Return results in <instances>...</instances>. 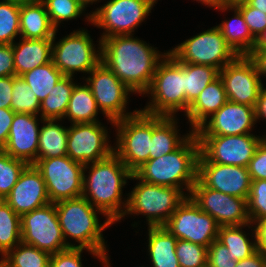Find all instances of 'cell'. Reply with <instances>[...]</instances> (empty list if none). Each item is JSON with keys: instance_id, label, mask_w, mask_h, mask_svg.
<instances>
[{"instance_id": "ffe728a7", "label": "cell", "mask_w": 266, "mask_h": 267, "mask_svg": "<svg viewBox=\"0 0 266 267\" xmlns=\"http://www.w3.org/2000/svg\"><path fill=\"white\" fill-rule=\"evenodd\" d=\"M197 180L205 187L246 200L250 193L248 167L197 162Z\"/></svg>"}, {"instance_id": "74e56055", "label": "cell", "mask_w": 266, "mask_h": 267, "mask_svg": "<svg viewBox=\"0 0 266 267\" xmlns=\"http://www.w3.org/2000/svg\"><path fill=\"white\" fill-rule=\"evenodd\" d=\"M20 5L0 0V44H13L20 35Z\"/></svg>"}, {"instance_id": "277c9868", "label": "cell", "mask_w": 266, "mask_h": 267, "mask_svg": "<svg viewBox=\"0 0 266 267\" xmlns=\"http://www.w3.org/2000/svg\"><path fill=\"white\" fill-rule=\"evenodd\" d=\"M200 143L195 132L172 153L151 159L133 174L143 182L186 189L189 196L197 180ZM189 192V193H188Z\"/></svg>"}, {"instance_id": "52a82bcc", "label": "cell", "mask_w": 266, "mask_h": 267, "mask_svg": "<svg viewBox=\"0 0 266 267\" xmlns=\"http://www.w3.org/2000/svg\"><path fill=\"white\" fill-rule=\"evenodd\" d=\"M114 153L134 173L150 160L152 115L138 110L133 115L114 121Z\"/></svg>"}, {"instance_id": "db71d44e", "label": "cell", "mask_w": 266, "mask_h": 267, "mask_svg": "<svg viewBox=\"0 0 266 267\" xmlns=\"http://www.w3.org/2000/svg\"><path fill=\"white\" fill-rule=\"evenodd\" d=\"M256 122L258 120L265 119L266 121V88L263 87L260 91L257 103L255 106Z\"/></svg>"}, {"instance_id": "680465c9", "label": "cell", "mask_w": 266, "mask_h": 267, "mask_svg": "<svg viewBox=\"0 0 266 267\" xmlns=\"http://www.w3.org/2000/svg\"><path fill=\"white\" fill-rule=\"evenodd\" d=\"M250 0H226V5L228 6H239L242 4L249 3Z\"/></svg>"}, {"instance_id": "f6af8a7d", "label": "cell", "mask_w": 266, "mask_h": 267, "mask_svg": "<svg viewBox=\"0 0 266 267\" xmlns=\"http://www.w3.org/2000/svg\"><path fill=\"white\" fill-rule=\"evenodd\" d=\"M237 260L229 255V250L217 240L213 241L207 250V265L209 267H235Z\"/></svg>"}, {"instance_id": "f546056e", "label": "cell", "mask_w": 266, "mask_h": 267, "mask_svg": "<svg viewBox=\"0 0 266 267\" xmlns=\"http://www.w3.org/2000/svg\"><path fill=\"white\" fill-rule=\"evenodd\" d=\"M98 112L101 111L90 87L78 83L74 86L63 120L67 118L71 124L100 122Z\"/></svg>"}, {"instance_id": "836d02e7", "label": "cell", "mask_w": 266, "mask_h": 267, "mask_svg": "<svg viewBox=\"0 0 266 267\" xmlns=\"http://www.w3.org/2000/svg\"><path fill=\"white\" fill-rule=\"evenodd\" d=\"M219 76L213 66L184 63L186 101L191 105L207 85Z\"/></svg>"}, {"instance_id": "3957f363", "label": "cell", "mask_w": 266, "mask_h": 267, "mask_svg": "<svg viewBox=\"0 0 266 267\" xmlns=\"http://www.w3.org/2000/svg\"><path fill=\"white\" fill-rule=\"evenodd\" d=\"M55 206L66 245L69 248H84L98 253L103 257V267H110L105 244L107 242L102 232L114 223L83 196L56 202ZM97 213L106 217L102 224ZM68 238L73 241L75 239L78 245L69 242Z\"/></svg>"}, {"instance_id": "f907efd6", "label": "cell", "mask_w": 266, "mask_h": 267, "mask_svg": "<svg viewBox=\"0 0 266 267\" xmlns=\"http://www.w3.org/2000/svg\"><path fill=\"white\" fill-rule=\"evenodd\" d=\"M253 225H255L257 250L266 256V219H259Z\"/></svg>"}, {"instance_id": "9c48e42d", "label": "cell", "mask_w": 266, "mask_h": 267, "mask_svg": "<svg viewBox=\"0 0 266 267\" xmlns=\"http://www.w3.org/2000/svg\"><path fill=\"white\" fill-rule=\"evenodd\" d=\"M53 37L52 61L64 76H75L74 73L89 74L101 62V39L97 48L86 29H77L55 42ZM97 49V50H96Z\"/></svg>"}, {"instance_id": "44dd1931", "label": "cell", "mask_w": 266, "mask_h": 267, "mask_svg": "<svg viewBox=\"0 0 266 267\" xmlns=\"http://www.w3.org/2000/svg\"><path fill=\"white\" fill-rule=\"evenodd\" d=\"M3 200L20 217L51 203L42 174L34 164L24 168L11 192Z\"/></svg>"}, {"instance_id": "d4e9b609", "label": "cell", "mask_w": 266, "mask_h": 267, "mask_svg": "<svg viewBox=\"0 0 266 267\" xmlns=\"http://www.w3.org/2000/svg\"><path fill=\"white\" fill-rule=\"evenodd\" d=\"M228 101L225 87L220 76L210 82L190 105L185 116L190 130L195 132L208 118L216 113ZM192 128V129H191Z\"/></svg>"}, {"instance_id": "94428289", "label": "cell", "mask_w": 266, "mask_h": 267, "mask_svg": "<svg viewBox=\"0 0 266 267\" xmlns=\"http://www.w3.org/2000/svg\"><path fill=\"white\" fill-rule=\"evenodd\" d=\"M85 8H87L88 7V5H92L93 3H97V2H99V1H101V0H78Z\"/></svg>"}, {"instance_id": "d590c367", "label": "cell", "mask_w": 266, "mask_h": 267, "mask_svg": "<svg viewBox=\"0 0 266 267\" xmlns=\"http://www.w3.org/2000/svg\"><path fill=\"white\" fill-rule=\"evenodd\" d=\"M50 257L49 253L20 242L1 260L8 267H48Z\"/></svg>"}, {"instance_id": "e0dca14e", "label": "cell", "mask_w": 266, "mask_h": 267, "mask_svg": "<svg viewBox=\"0 0 266 267\" xmlns=\"http://www.w3.org/2000/svg\"><path fill=\"white\" fill-rule=\"evenodd\" d=\"M189 196L202 211L214 218L220 227L251 223L245 198L210 189L198 180L192 186Z\"/></svg>"}, {"instance_id": "6f0895ef", "label": "cell", "mask_w": 266, "mask_h": 267, "mask_svg": "<svg viewBox=\"0 0 266 267\" xmlns=\"http://www.w3.org/2000/svg\"><path fill=\"white\" fill-rule=\"evenodd\" d=\"M248 4L254 8H258L259 11L266 13V0H250Z\"/></svg>"}, {"instance_id": "8fae6325", "label": "cell", "mask_w": 266, "mask_h": 267, "mask_svg": "<svg viewBox=\"0 0 266 267\" xmlns=\"http://www.w3.org/2000/svg\"><path fill=\"white\" fill-rule=\"evenodd\" d=\"M90 74V75H89ZM85 78L86 84L104 117L113 126L114 121L133 115L138 110L126 112L131 91L114 73L100 62Z\"/></svg>"}, {"instance_id": "1f68e13d", "label": "cell", "mask_w": 266, "mask_h": 267, "mask_svg": "<svg viewBox=\"0 0 266 267\" xmlns=\"http://www.w3.org/2000/svg\"><path fill=\"white\" fill-rule=\"evenodd\" d=\"M74 80L73 76H63L52 88L49 95L40 103V119L63 120L72 91L77 84Z\"/></svg>"}, {"instance_id": "f5cc1de1", "label": "cell", "mask_w": 266, "mask_h": 267, "mask_svg": "<svg viewBox=\"0 0 266 267\" xmlns=\"http://www.w3.org/2000/svg\"><path fill=\"white\" fill-rule=\"evenodd\" d=\"M248 57L253 61L257 73L266 77V48L262 50H252Z\"/></svg>"}, {"instance_id": "5b68a950", "label": "cell", "mask_w": 266, "mask_h": 267, "mask_svg": "<svg viewBox=\"0 0 266 267\" xmlns=\"http://www.w3.org/2000/svg\"><path fill=\"white\" fill-rule=\"evenodd\" d=\"M145 94L151 96L148 104L141 109L145 113L176 117L179 111H184L185 115L190 104L185 97L184 63L168 52L159 62Z\"/></svg>"}, {"instance_id": "d6a6232c", "label": "cell", "mask_w": 266, "mask_h": 267, "mask_svg": "<svg viewBox=\"0 0 266 267\" xmlns=\"http://www.w3.org/2000/svg\"><path fill=\"white\" fill-rule=\"evenodd\" d=\"M63 76L64 75L54 65L53 61H50L45 65L25 72L21 75V78L33 90L35 96L41 103Z\"/></svg>"}, {"instance_id": "cb8c5ba5", "label": "cell", "mask_w": 266, "mask_h": 267, "mask_svg": "<svg viewBox=\"0 0 266 267\" xmlns=\"http://www.w3.org/2000/svg\"><path fill=\"white\" fill-rule=\"evenodd\" d=\"M19 38L12 44L16 76L52 61L53 38Z\"/></svg>"}, {"instance_id": "4dcf8cb0", "label": "cell", "mask_w": 266, "mask_h": 267, "mask_svg": "<svg viewBox=\"0 0 266 267\" xmlns=\"http://www.w3.org/2000/svg\"><path fill=\"white\" fill-rule=\"evenodd\" d=\"M252 230V240L247 237V233L242 228L247 227ZM254 237V238H253ZM217 241L226 246L229 255L233 260H242L257 251L256 233L252 223L239 226H222L219 228Z\"/></svg>"}, {"instance_id": "ab89813d", "label": "cell", "mask_w": 266, "mask_h": 267, "mask_svg": "<svg viewBox=\"0 0 266 267\" xmlns=\"http://www.w3.org/2000/svg\"><path fill=\"white\" fill-rule=\"evenodd\" d=\"M27 165L25 161L13 158L0 150V197L2 199L11 192Z\"/></svg>"}, {"instance_id": "bcb514c9", "label": "cell", "mask_w": 266, "mask_h": 267, "mask_svg": "<svg viewBox=\"0 0 266 267\" xmlns=\"http://www.w3.org/2000/svg\"><path fill=\"white\" fill-rule=\"evenodd\" d=\"M251 180L266 179V136L259 143L248 165Z\"/></svg>"}, {"instance_id": "6125c7cd", "label": "cell", "mask_w": 266, "mask_h": 267, "mask_svg": "<svg viewBox=\"0 0 266 267\" xmlns=\"http://www.w3.org/2000/svg\"><path fill=\"white\" fill-rule=\"evenodd\" d=\"M0 267H8V266L0 259Z\"/></svg>"}, {"instance_id": "7bdbcfd3", "label": "cell", "mask_w": 266, "mask_h": 267, "mask_svg": "<svg viewBox=\"0 0 266 267\" xmlns=\"http://www.w3.org/2000/svg\"><path fill=\"white\" fill-rule=\"evenodd\" d=\"M83 250L90 252L93 257H97L100 262H103V257L91 250L84 248H68L52 254L48 267H83L81 260Z\"/></svg>"}, {"instance_id": "7dc6e473", "label": "cell", "mask_w": 266, "mask_h": 267, "mask_svg": "<svg viewBox=\"0 0 266 267\" xmlns=\"http://www.w3.org/2000/svg\"><path fill=\"white\" fill-rule=\"evenodd\" d=\"M16 76L12 44H0V78Z\"/></svg>"}, {"instance_id": "603a6c76", "label": "cell", "mask_w": 266, "mask_h": 267, "mask_svg": "<svg viewBox=\"0 0 266 267\" xmlns=\"http://www.w3.org/2000/svg\"><path fill=\"white\" fill-rule=\"evenodd\" d=\"M178 118L152 115V142L150 160L161 158L179 148L193 133L188 131L185 135L179 133Z\"/></svg>"}, {"instance_id": "7c38bea8", "label": "cell", "mask_w": 266, "mask_h": 267, "mask_svg": "<svg viewBox=\"0 0 266 267\" xmlns=\"http://www.w3.org/2000/svg\"><path fill=\"white\" fill-rule=\"evenodd\" d=\"M34 166L42 174L51 203L82 196L83 164L66 155L38 159Z\"/></svg>"}, {"instance_id": "b9f144b4", "label": "cell", "mask_w": 266, "mask_h": 267, "mask_svg": "<svg viewBox=\"0 0 266 267\" xmlns=\"http://www.w3.org/2000/svg\"><path fill=\"white\" fill-rule=\"evenodd\" d=\"M247 205L252 224L259 219H266V179L251 180Z\"/></svg>"}, {"instance_id": "ee69618b", "label": "cell", "mask_w": 266, "mask_h": 267, "mask_svg": "<svg viewBox=\"0 0 266 267\" xmlns=\"http://www.w3.org/2000/svg\"><path fill=\"white\" fill-rule=\"evenodd\" d=\"M236 7L241 11L251 34L256 38L266 28V13L248 3Z\"/></svg>"}, {"instance_id": "11a10c76", "label": "cell", "mask_w": 266, "mask_h": 267, "mask_svg": "<svg viewBox=\"0 0 266 267\" xmlns=\"http://www.w3.org/2000/svg\"><path fill=\"white\" fill-rule=\"evenodd\" d=\"M266 48V28L256 37L255 44L252 50H262Z\"/></svg>"}, {"instance_id": "f1b7e54d", "label": "cell", "mask_w": 266, "mask_h": 267, "mask_svg": "<svg viewBox=\"0 0 266 267\" xmlns=\"http://www.w3.org/2000/svg\"><path fill=\"white\" fill-rule=\"evenodd\" d=\"M40 128L37 160L67 155L68 127L59 124L57 119H39ZM58 123V124H57Z\"/></svg>"}, {"instance_id": "ba28073f", "label": "cell", "mask_w": 266, "mask_h": 267, "mask_svg": "<svg viewBox=\"0 0 266 267\" xmlns=\"http://www.w3.org/2000/svg\"><path fill=\"white\" fill-rule=\"evenodd\" d=\"M156 0H109L86 15L87 22L102 28L100 39L130 35L147 19ZM133 32V33H132Z\"/></svg>"}, {"instance_id": "816d5d0a", "label": "cell", "mask_w": 266, "mask_h": 267, "mask_svg": "<svg viewBox=\"0 0 266 267\" xmlns=\"http://www.w3.org/2000/svg\"><path fill=\"white\" fill-rule=\"evenodd\" d=\"M235 267H266V256L257 250L251 256L237 261Z\"/></svg>"}, {"instance_id": "8992f818", "label": "cell", "mask_w": 266, "mask_h": 267, "mask_svg": "<svg viewBox=\"0 0 266 267\" xmlns=\"http://www.w3.org/2000/svg\"><path fill=\"white\" fill-rule=\"evenodd\" d=\"M131 179L139 180L128 193L126 215L146 216L148 227L164 226L177 207L188 197L176 187L149 184L132 174Z\"/></svg>"}, {"instance_id": "5bb4252c", "label": "cell", "mask_w": 266, "mask_h": 267, "mask_svg": "<svg viewBox=\"0 0 266 267\" xmlns=\"http://www.w3.org/2000/svg\"><path fill=\"white\" fill-rule=\"evenodd\" d=\"M266 135L197 136L200 143L198 162L248 167Z\"/></svg>"}, {"instance_id": "60d3db41", "label": "cell", "mask_w": 266, "mask_h": 267, "mask_svg": "<svg viewBox=\"0 0 266 267\" xmlns=\"http://www.w3.org/2000/svg\"><path fill=\"white\" fill-rule=\"evenodd\" d=\"M207 247L185 240H177L176 256L180 267H204L207 265Z\"/></svg>"}, {"instance_id": "484cf974", "label": "cell", "mask_w": 266, "mask_h": 267, "mask_svg": "<svg viewBox=\"0 0 266 267\" xmlns=\"http://www.w3.org/2000/svg\"><path fill=\"white\" fill-rule=\"evenodd\" d=\"M217 10L233 11L232 20H224L219 25L227 44L233 49L237 55H248L255 44L256 38L251 34L241 11L235 6L224 5Z\"/></svg>"}, {"instance_id": "30bf717a", "label": "cell", "mask_w": 266, "mask_h": 267, "mask_svg": "<svg viewBox=\"0 0 266 267\" xmlns=\"http://www.w3.org/2000/svg\"><path fill=\"white\" fill-rule=\"evenodd\" d=\"M180 63L209 65L219 71L238 55L213 26L168 50Z\"/></svg>"}, {"instance_id": "ac0fdd59", "label": "cell", "mask_w": 266, "mask_h": 267, "mask_svg": "<svg viewBox=\"0 0 266 267\" xmlns=\"http://www.w3.org/2000/svg\"><path fill=\"white\" fill-rule=\"evenodd\" d=\"M228 101L255 107L262 79L248 55H238L219 71Z\"/></svg>"}, {"instance_id": "83f0119b", "label": "cell", "mask_w": 266, "mask_h": 267, "mask_svg": "<svg viewBox=\"0 0 266 267\" xmlns=\"http://www.w3.org/2000/svg\"><path fill=\"white\" fill-rule=\"evenodd\" d=\"M177 240L164 226L148 227L151 267H180L175 252Z\"/></svg>"}, {"instance_id": "f35d334b", "label": "cell", "mask_w": 266, "mask_h": 267, "mask_svg": "<svg viewBox=\"0 0 266 267\" xmlns=\"http://www.w3.org/2000/svg\"><path fill=\"white\" fill-rule=\"evenodd\" d=\"M53 27L58 30L61 22L80 17L86 8L78 0H42Z\"/></svg>"}, {"instance_id": "d6986e66", "label": "cell", "mask_w": 266, "mask_h": 267, "mask_svg": "<svg viewBox=\"0 0 266 267\" xmlns=\"http://www.w3.org/2000/svg\"><path fill=\"white\" fill-rule=\"evenodd\" d=\"M256 123L255 107L227 101L195 133L197 136L252 134Z\"/></svg>"}, {"instance_id": "7402d4cb", "label": "cell", "mask_w": 266, "mask_h": 267, "mask_svg": "<svg viewBox=\"0 0 266 267\" xmlns=\"http://www.w3.org/2000/svg\"><path fill=\"white\" fill-rule=\"evenodd\" d=\"M39 115L15 113L7 143L2 151L11 157L34 164L37 161Z\"/></svg>"}, {"instance_id": "c3c4849f", "label": "cell", "mask_w": 266, "mask_h": 267, "mask_svg": "<svg viewBox=\"0 0 266 267\" xmlns=\"http://www.w3.org/2000/svg\"><path fill=\"white\" fill-rule=\"evenodd\" d=\"M14 115L15 112L11 109L0 108V150H2L7 143Z\"/></svg>"}, {"instance_id": "2e32d148", "label": "cell", "mask_w": 266, "mask_h": 267, "mask_svg": "<svg viewBox=\"0 0 266 267\" xmlns=\"http://www.w3.org/2000/svg\"><path fill=\"white\" fill-rule=\"evenodd\" d=\"M108 134L107 127L101 122L71 124L68 127L67 156L83 165L107 158L114 152Z\"/></svg>"}, {"instance_id": "91938a15", "label": "cell", "mask_w": 266, "mask_h": 267, "mask_svg": "<svg viewBox=\"0 0 266 267\" xmlns=\"http://www.w3.org/2000/svg\"><path fill=\"white\" fill-rule=\"evenodd\" d=\"M3 1L16 3V4H19V5H24V4L36 3V2H39V1H42V0H3Z\"/></svg>"}, {"instance_id": "e575fe53", "label": "cell", "mask_w": 266, "mask_h": 267, "mask_svg": "<svg viewBox=\"0 0 266 267\" xmlns=\"http://www.w3.org/2000/svg\"><path fill=\"white\" fill-rule=\"evenodd\" d=\"M21 242L20 216L2 199L0 201V254L3 257Z\"/></svg>"}, {"instance_id": "7a4b0ae2", "label": "cell", "mask_w": 266, "mask_h": 267, "mask_svg": "<svg viewBox=\"0 0 266 267\" xmlns=\"http://www.w3.org/2000/svg\"><path fill=\"white\" fill-rule=\"evenodd\" d=\"M132 174L113 152L105 159L84 165L82 196L115 224L124 218L128 199L123 198L122 189Z\"/></svg>"}, {"instance_id": "681fc988", "label": "cell", "mask_w": 266, "mask_h": 267, "mask_svg": "<svg viewBox=\"0 0 266 267\" xmlns=\"http://www.w3.org/2000/svg\"><path fill=\"white\" fill-rule=\"evenodd\" d=\"M14 76L0 78V108L11 109Z\"/></svg>"}, {"instance_id": "6da1fadb", "label": "cell", "mask_w": 266, "mask_h": 267, "mask_svg": "<svg viewBox=\"0 0 266 267\" xmlns=\"http://www.w3.org/2000/svg\"><path fill=\"white\" fill-rule=\"evenodd\" d=\"M146 41L130 35L101 40V62L135 94L150 87L159 62L166 56Z\"/></svg>"}, {"instance_id": "8d00e7d4", "label": "cell", "mask_w": 266, "mask_h": 267, "mask_svg": "<svg viewBox=\"0 0 266 267\" xmlns=\"http://www.w3.org/2000/svg\"><path fill=\"white\" fill-rule=\"evenodd\" d=\"M11 110L15 113L39 115L40 102L21 76H14Z\"/></svg>"}, {"instance_id": "4316f807", "label": "cell", "mask_w": 266, "mask_h": 267, "mask_svg": "<svg viewBox=\"0 0 266 267\" xmlns=\"http://www.w3.org/2000/svg\"><path fill=\"white\" fill-rule=\"evenodd\" d=\"M19 24L24 39L53 38L56 31L42 1L20 5Z\"/></svg>"}, {"instance_id": "9f6ffc18", "label": "cell", "mask_w": 266, "mask_h": 267, "mask_svg": "<svg viewBox=\"0 0 266 267\" xmlns=\"http://www.w3.org/2000/svg\"><path fill=\"white\" fill-rule=\"evenodd\" d=\"M201 2L202 5H206L207 7L219 9L222 6L226 5V0H196Z\"/></svg>"}, {"instance_id": "9a60e30c", "label": "cell", "mask_w": 266, "mask_h": 267, "mask_svg": "<svg viewBox=\"0 0 266 267\" xmlns=\"http://www.w3.org/2000/svg\"><path fill=\"white\" fill-rule=\"evenodd\" d=\"M164 227L177 239L204 247L217 240L220 226L188 196L173 212Z\"/></svg>"}, {"instance_id": "4fadbf2b", "label": "cell", "mask_w": 266, "mask_h": 267, "mask_svg": "<svg viewBox=\"0 0 266 267\" xmlns=\"http://www.w3.org/2000/svg\"><path fill=\"white\" fill-rule=\"evenodd\" d=\"M21 242L50 255L68 249L58 221L55 203L20 217Z\"/></svg>"}]
</instances>
